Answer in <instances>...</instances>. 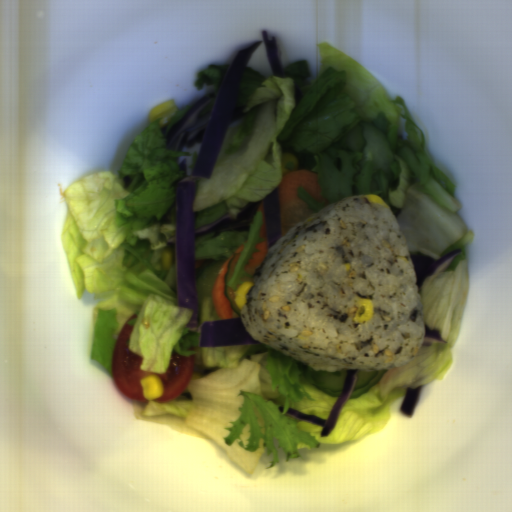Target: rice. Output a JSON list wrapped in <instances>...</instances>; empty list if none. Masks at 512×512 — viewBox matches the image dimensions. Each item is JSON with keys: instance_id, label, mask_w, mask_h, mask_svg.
Returning a JSON list of instances; mask_svg holds the SVG:
<instances>
[{"instance_id": "652b925c", "label": "rice", "mask_w": 512, "mask_h": 512, "mask_svg": "<svg viewBox=\"0 0 512 512\" xmlns=\"http://www.w3.org/2000/svg\"><path fill=\"white\" fill-rule=\"evenodd\" d=\"M239 308L256 342L314 371L381 372L416 358L425 335L418 276L390 207L348 196L290 227L256 268ZM356 294L375 312L352 321Z\"/></svg>"}]
</instances>
